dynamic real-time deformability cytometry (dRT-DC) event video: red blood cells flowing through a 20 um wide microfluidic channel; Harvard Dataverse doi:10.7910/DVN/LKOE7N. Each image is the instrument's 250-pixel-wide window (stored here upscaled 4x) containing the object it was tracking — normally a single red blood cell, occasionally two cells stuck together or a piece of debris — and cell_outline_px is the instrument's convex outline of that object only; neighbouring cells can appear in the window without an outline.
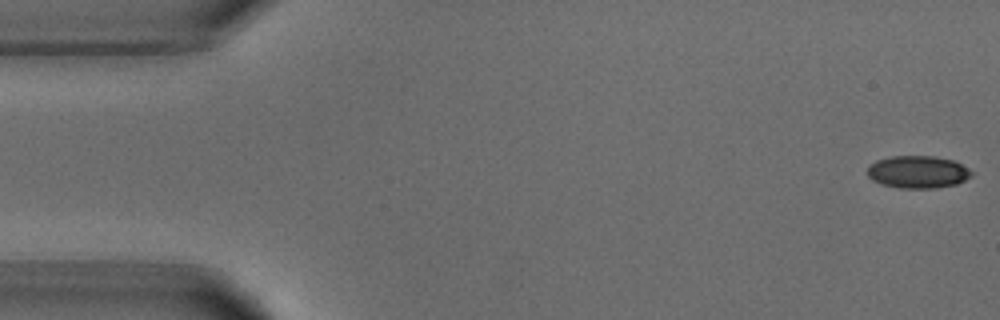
{"species": "common noctule bat (a hibernating species)", "species_latin": "Nyctalus noctula", "temperature_condition": "warm", "stored_images_in_passage": 53, "segment_of_instrument_passage": [1, 2], "camera_frame_rate_fps": 3000, "um_per_image_px": 0.085, "animal": {"sex": "male", "body_mass_g": 18.8}, "frame": {"image": 1, "passage_image": 1, "time_ms": 0.0, "image_size_px": [1000, 320], "cell_outline_px": [[972, 176], [956, 184], [936, 188], [900, 188], [880, 184], [872, 180], [868, 176], [868, 164], [876, 160], [892, 156], [936, 156], [952, 160], [960, 164], [972, 172]], "centroid_in_image_um": [77.97, 14.62], "position_along_channel_um": 7.0, "area_um2": 19.71}}
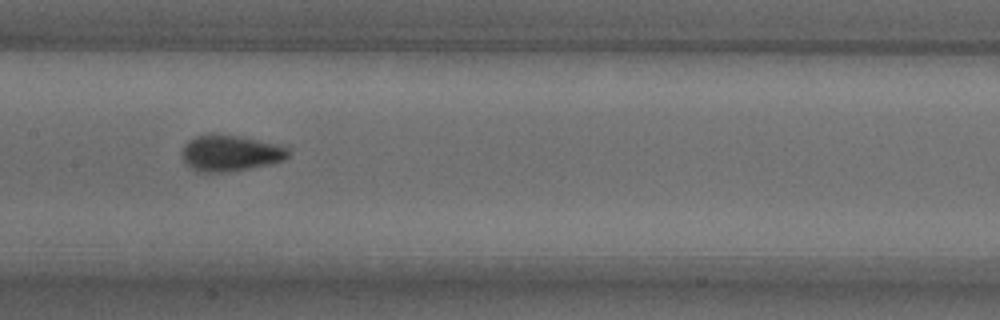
{"frame": {"image": 2, "passage_image": 25, "time_ms": 8.0, "image_size_px": [1000, 320], "cell_outline_px": [[292, 152], [284, 160], [268, 164], [248, 168], [224, 172], [196, 172], [180, 156], [180, 152], [184, 144], [188, 140], [196, 136], [212, 132], [236, 136], [280, 144], [288, 148]], "centroid_in_image_um": [19.55, 12.99], "position_along_channel_um": 187.9, "area_um2": 22.6}}
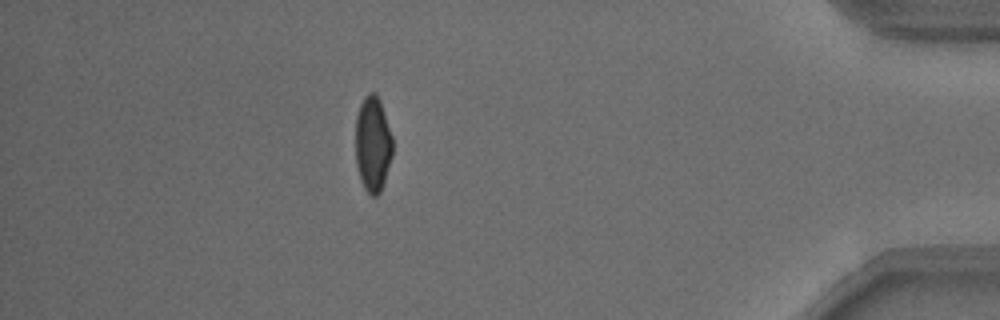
{"frame": {"image": 3, "passage_image": 46, "time_ms": 15.0, "image_size_px": [1000, 320], "cell_outline_px": [[392, 156], [384, 184], [380, 192], [376, 196], [372, 196], [364, 188], [360, 180], [356, 164], [356, 116], [360, 104], [364, 96], [368, 92], [376, 92], [380, 100], [392, 136]], "centroid_in_image_um": [31.68, 12.24], "position_along_channel_um": 403.5, "area_um2": 20.81}}